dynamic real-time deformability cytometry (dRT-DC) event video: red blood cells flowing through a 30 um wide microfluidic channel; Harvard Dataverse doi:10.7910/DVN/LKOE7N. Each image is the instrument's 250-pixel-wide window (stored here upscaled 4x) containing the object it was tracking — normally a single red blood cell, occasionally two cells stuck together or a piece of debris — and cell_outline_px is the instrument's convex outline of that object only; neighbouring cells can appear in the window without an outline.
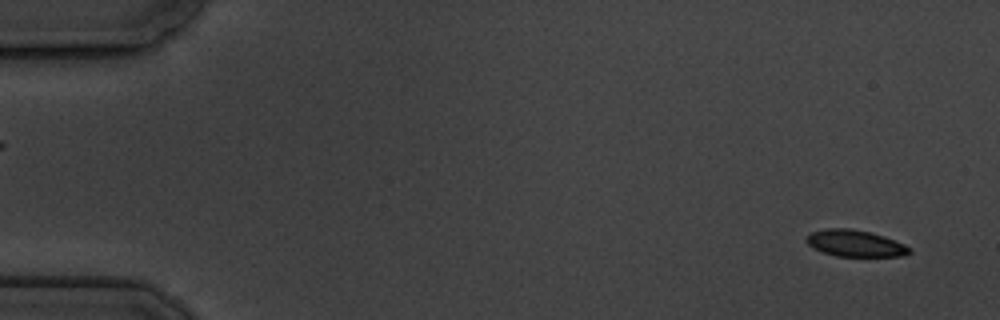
{"species": "common noctule bat (a hibernating species)", "species_latin": "Nyctalus noctula", "temperature_condition": "cold", "stored_images_in_passage": 5, "camera_frame_rate_fps": 3000, "um_per_image_px": 0.085, "animal": {"sex": "male", "body_mass_g": 19.5, "forearm_length_mm": 54.6}, "frame": {"image": 1, "passage_image": 1, "time_ms": 0.0, "image_size_px": [1000, 320], "cell_outline_px": [[912, 252], [904, 256], [836, 256], [812, 248], [804, 240], [812, 232], [824, 228], [848, 228], [868, 232], [884, 236], [904, 244], [912, 248]], "centroid_in_image_um": [72.69, 20.69], "position_along_channel_um": 12.3, "area_um2": 15.95}}
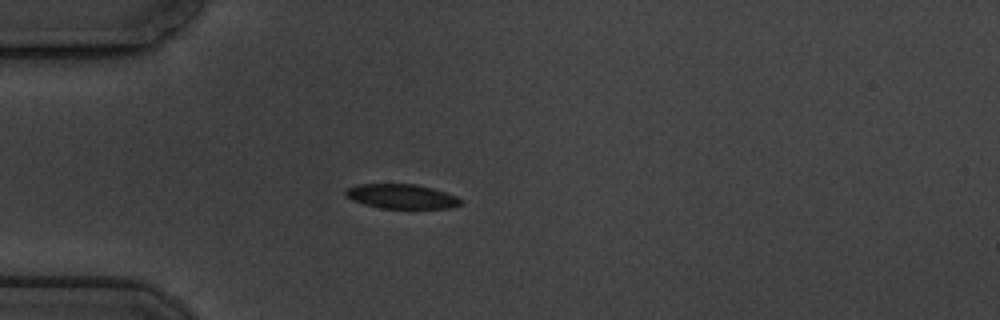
{"frame": {"image": 2, "passage_image": 5, "time_ms": 4.333, "image_size_px": [1000, 320], "cell_outline_px": [[460, 204], [448, 208], [380, 208], [364, 204], [352, 200], [344, 196], [344, 192], [348, 188], [356, 184], [416, 184], [432, 188], [456, 196], [460, 200]], "centroid_in_image_um": [34.06, 16.69], "position_along_channel_um": 50.9, "area_um2": 16.3}}